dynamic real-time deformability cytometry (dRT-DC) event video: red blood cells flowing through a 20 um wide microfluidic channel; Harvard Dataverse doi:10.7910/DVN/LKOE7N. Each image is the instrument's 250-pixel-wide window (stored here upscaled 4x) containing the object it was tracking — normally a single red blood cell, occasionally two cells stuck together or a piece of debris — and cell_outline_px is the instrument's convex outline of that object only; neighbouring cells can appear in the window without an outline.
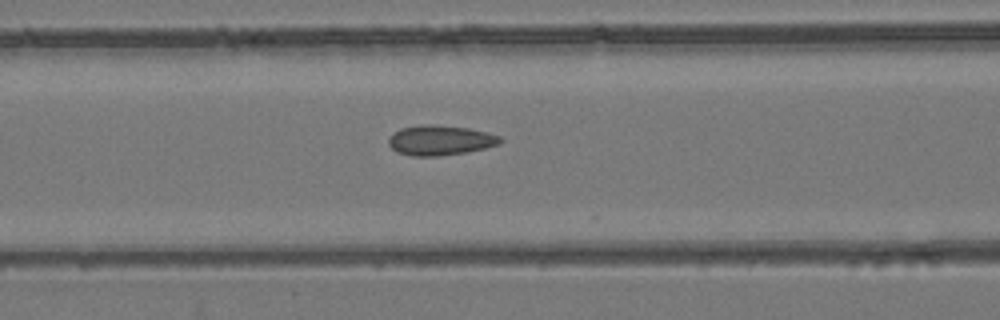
{"species": "common noctule bat (a hibernating species)", "species_latin": "Nyctalus noctula", "temperature_condition": "room temperature", "stored_images_in_passage": 32, "camera_frame_rate_fps": 3000, "um_per_image_px": 0.085, "animal": {"sex": "female", "body_mass_g": 24.6, "forearm_length_mm": 56.2}, "frame": {"image": 1, "passage_image": 6, "time_ms": 1.667, "image_size_px": [1000, 320], "cell_outline_px": [[504, 140], [500, 144], [468, 152], [436, 156], [412, 156], [396, 152], [388, 144], [388, 136], [392, 132], [400, 128], [420, 124], [436, 124], [468, 128], [500, 136]], "centroid_in_image_um": [37.37, 11.91], "position_along_channel_um": 129.2, "area_um2": 19.77}}
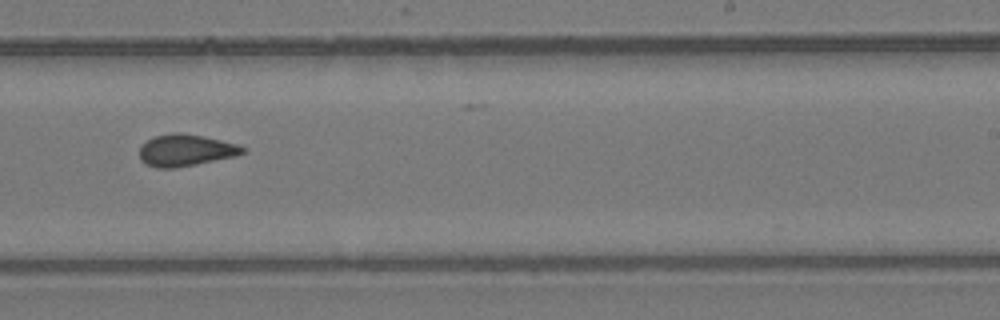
{"frame": {"image": 2, "passage_image": 17, "time_ms": 5.333, "image_size_px": [1000, 320], "cell_outline_px": [[244, 152], [236, 156], [176, 168], [156, 168], [144, 164], [140, 160], [140, 144], [156, 136], [172, 132], [180, 132], [204, 136], [240, 144], [244, 148]], "centroid_in_image_um": [15.76, 12.77], "position_along_channel_um": 273.2, "area_um2": 19.31}}
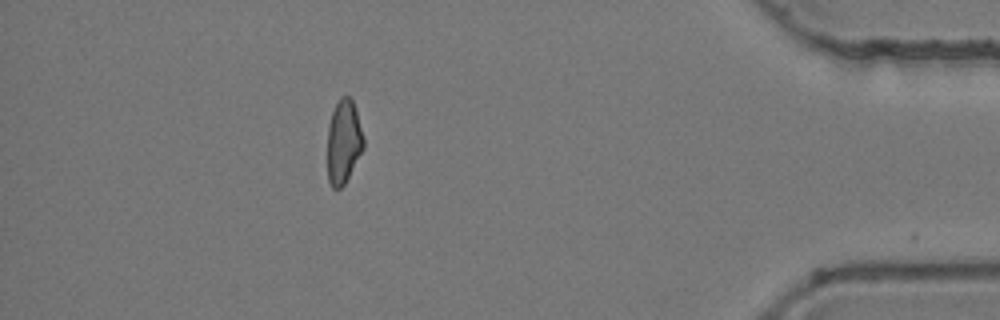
{"frame": {"image": 3, "passage_image": 31, "time_ms": 10.0, "image_size_px": [1000, 320], "cell_outline_px": [[364, 148], [344, 184], [340, 188], [332, 188], [328, 180], [328, 124], [332, 112], [340, 96], [348, 96], [352, 100], [356, 108], [364, 140]], "centroid_in_image_um": [29.2, 12.03], "position_along_channel_um": 406.0, "area_um2": 17.57}, "authors_computed_cell_mechanics": {"area_um2": 18.6405, "velocity_mm_per_s": 3.9322, "shape_relaxation_time_tau1_ms": null, "shape_relaxation_time_tau2_ms": 2.2, "deformation_change_tau1": null, "deformation_change_tau2": 0.0789}}